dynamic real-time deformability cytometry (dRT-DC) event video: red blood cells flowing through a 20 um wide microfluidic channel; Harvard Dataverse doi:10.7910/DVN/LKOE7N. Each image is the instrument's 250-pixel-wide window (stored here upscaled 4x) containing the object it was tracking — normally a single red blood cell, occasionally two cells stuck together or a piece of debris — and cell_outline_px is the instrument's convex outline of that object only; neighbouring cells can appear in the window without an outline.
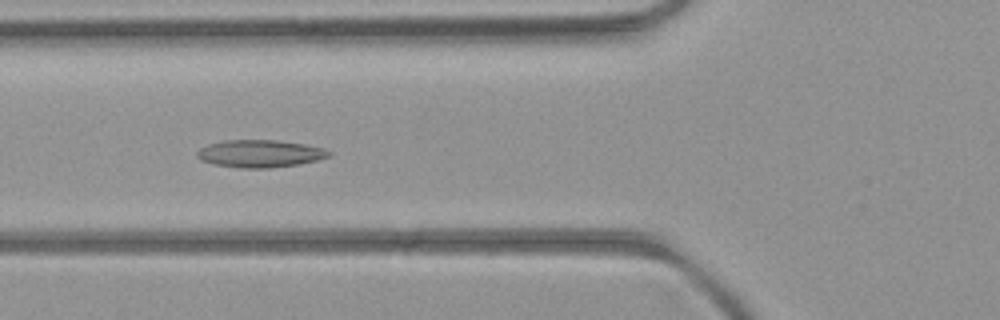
{"species": "common noctule bat (a hibernating species)", "species_latin": "Nyctalus noctula", "temperature_condition": "room temperature", "stored_images_in_passage": 34, "camera_frame_rate_fps": 3000, "um_per_image_px": 0.085, "animal": {"sex": "female", "body_mass_g": 21.9}, "frame": {"image": 1, "passage_image": 10, "time_ms": 3.0, "image_size_px": [1000, 320], "cell_outline_px": [[332, 156], [316, 160], [296, 164], [272, 168], [240, 168], [212, 164], [200, 160], [196, 156], [196, 152], [200, 148], [208, 144], [224, 140], [276, 140], [304, 144], [324, 148], [332, 152]], "centroid_in_image_um": [22.08, 13.06], "position_along_channel_um": 103.7, "area_um2": 21.21}}
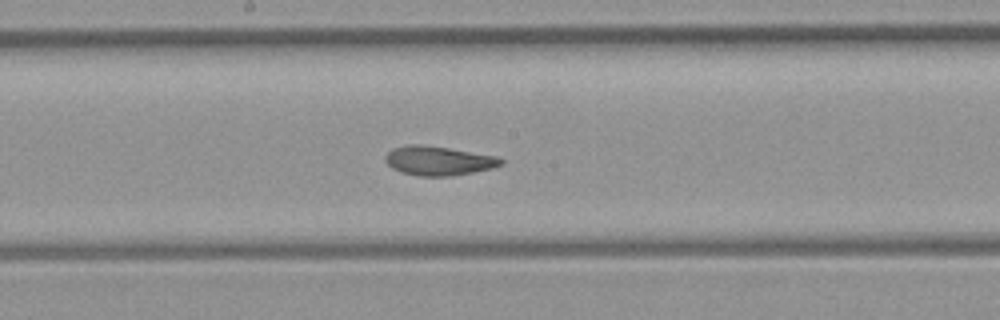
{"frame": {"image": 2, "passage_image": 18, "time_ms": 5.667, "image_size_px": [1000, 320], "cell_outline_px": [[504, 164], [492, 168], [452, 176], [416, 176], [400, 172], [392, 168], [384, 160], [384, 156], [392, 148], [408, 144], [420, 144], [448, 148], [496, 156], [504, 160]], "centroid_in_image_um": [37.23, 13.66], "position_along_channel_um": 211.0, "area_um2": 19.77}}
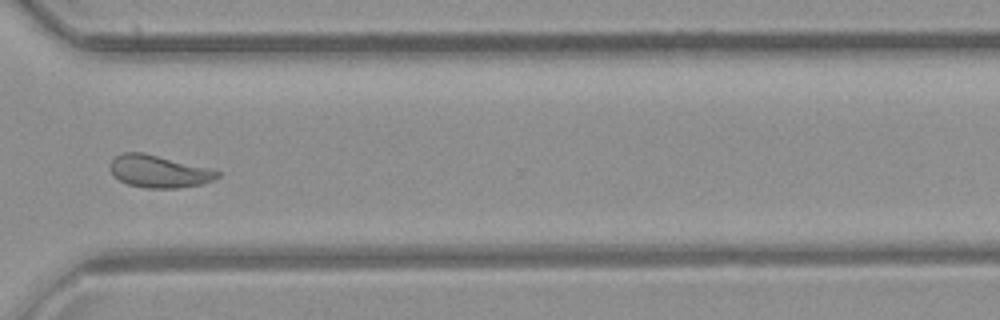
{"frame": {"image": 3, "passage_image": 29, "time_ms": 9.333, "image_size_px": [1000, 320], "cell_outline_px": [[220, 176], [212, 180], [200, 184], [176, 188], [144, 188], [128, 184], [120, 180], [108, 168], [112, 160], [116, 156], [124, 152], [140, 152], [208, 168], [220, 172]], "centroid_in_image_um": [13.47, 14.58], "position_along_channel_um": 357.1, "area_um2": 19.77}, "authors_computed_cell_mechanics": {"area_um2": 19.8254, "velocity_mm_per_s": 3.9975, "shape_relaxation_time_tau1_ms": 5.4951, "shape_relaxation_time_tau2_ms": 1.6505, "deformation_change_tau1": 0.1712, "deformation_change_tau2": 0.0835}}